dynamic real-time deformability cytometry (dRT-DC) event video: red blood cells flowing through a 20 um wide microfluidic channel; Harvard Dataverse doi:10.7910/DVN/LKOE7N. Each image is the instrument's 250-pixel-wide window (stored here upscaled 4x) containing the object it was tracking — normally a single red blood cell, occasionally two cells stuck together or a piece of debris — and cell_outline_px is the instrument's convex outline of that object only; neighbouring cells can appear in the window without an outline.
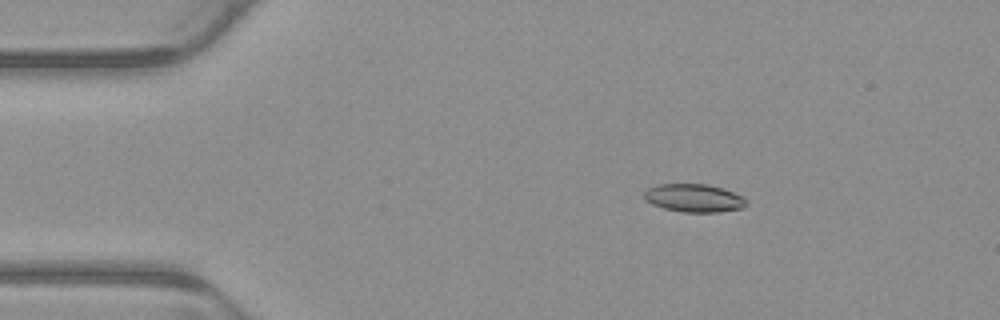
{"species": "common noctule bat (a hibernating species)", "species_latin": "Nyctalus noctula", "temperature_condition": "warm", "stored_images_in_passage": 3, "camera_frame_rate_fps": 3000, "um_per_image_px": 0.085, "animal": {"sex": "male", "body_mass_g": 23.1, "forearm_length_mm": 52.7}, "frame": {"image": 1, "passage_image": 2, "time_ms": 0.333, "image_size_px": [1000, 320], "cell_outline_px": [[748, 204], [744, 208], [720, 212], [680, 212], [664, 208], [652, 204], [644, 200], [644, 192], [648, 188], [656, 184], [708, 184], [744, 196], [748, 200]], "centroid_in_image_um": [59.0, 16.84], "position_along_channel_um": 26.0, "area_um2": 16.94}}